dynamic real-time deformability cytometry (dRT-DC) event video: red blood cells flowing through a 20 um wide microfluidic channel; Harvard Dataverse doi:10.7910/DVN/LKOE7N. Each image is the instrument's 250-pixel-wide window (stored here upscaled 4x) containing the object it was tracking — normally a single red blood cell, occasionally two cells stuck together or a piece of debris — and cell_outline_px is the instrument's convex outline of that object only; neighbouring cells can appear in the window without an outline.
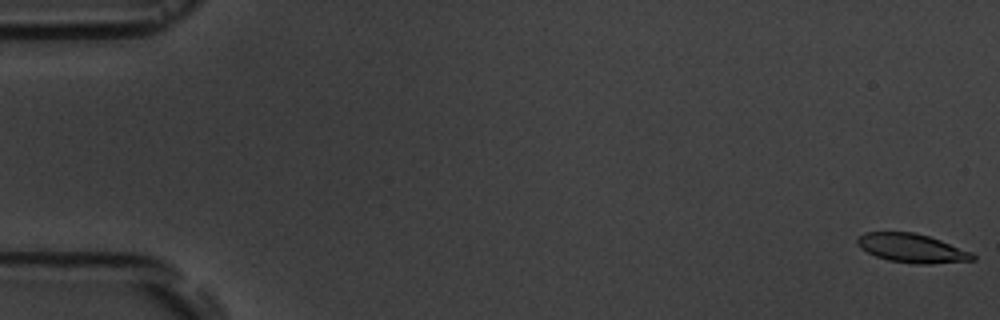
{"species": "common noctule bat (a hibernating species)", "species_latin": "Nyctalus noctula", "temperature_condition": "room temperature", "stored_images_in_passage": 6, "segment_of_instrument_passage": [1, 2], "camera_frame_rate_fps": 3000, "um_per_image_px": 0.085, "animal": {"sex": "male", "body_mass_g": 19.5, "forearm_length_mm": 54.6}, "frame": {"image": 1, "passage_image": 1, "time_ms": 0.0, "image_size_px": [1000, 320], "cell_outline_px": [[976, 260], [932, 264], [916, 264], [888, 260], [876, 256], [860, 248], [856, 244], [856, 240], [864, 232], [912, 232], [928, 236], [940, 240], [972, 252], [976, 256]], "centroid_in_image_um": [77.52, 21.1], "position_along_channel_um": 7.5, "area_um2": 19.42}}
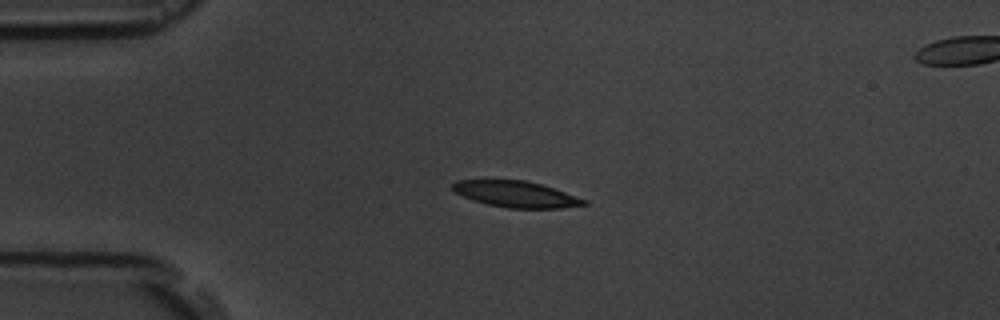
{"frame": {"image": 2, "passage_image": 4, "time_ms": 4.333, "image_size_px": [1000, 320], "cell_outline_px": [[588, 204], [560, 208], [508, 208], [488, 204], [472, 200], [456, 192], [452, 188], [452, 184], [456, 180], [524, 180], [540, 184], [588, 200]], "centroid_in_image_um": [43.86, 16.51], "position_along_channel_um": 41.1, "area_um2": 19.77}}